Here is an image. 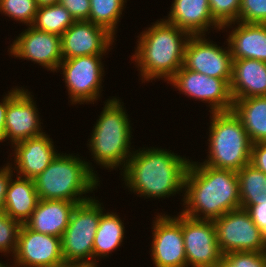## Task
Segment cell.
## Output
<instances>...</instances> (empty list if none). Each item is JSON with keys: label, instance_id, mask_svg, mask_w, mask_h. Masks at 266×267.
Listing matches in <instances>:
<instances>
[{"label": "cell", "instance_id": "obj_6", "mask_svg": "<svg viewBox=\"0 0 266 267\" xmlns=\"http://www.w3.org/2000/svg\"><path fill=\"white\" fill-rule=\"evenodd\" d=\"M207 159L201 162L216 169L238 172L250 163L252 142L234 112H210Z\"/></svg>", "mask_w": 266, "mask_h": 267}, {"label": "cell", "instance_id": "obj_40", "mask_svg": "<svg viewBox=\"0 0 266 267\" xmlns=\"http://www.w3.org/2000/svg\"><path fill=\"white\" fill-rule=\"evenodd\" d=\"M57 267H88L80 264H70V263H65L63 265L57 266Z\"/></svg>", "mask_w": 266, "mask_h": 267}, {"label": "cell", "instance_id": "obj_35", "mask_svg": "<svg viewBox=\"0 0 266 267\" xmlns=\"http://www.w3.org/2000/svg\"><path fill=\"white\" fill-rule=\"evenodd\" d=\"M250 164L266 174V142L252 144Z\"/></svg>", "mask_w": 266, "mask_h": 267}, {"label": "cell", "instance_id": "obj_7", "mask_svg": "<svg viewBox=\"0 0 266 267\" xmlns=\"http://www.w3.org/2000/svg\"><path fill=\"white\" fill-rule=\"evenodd\" d=\"M95 198L77 204L69 224L62 234V254L65 263L93 267L94 237L105 210Z\"/></svg>", "mask_w": 266, "mask_h": 267}, {"label": "cell", "instance_id": "obj_17", "mask_svg": "<svg viewBox=\"0 0 266 267\" xmlns=\"http://www.w3.org/2000/svg\"><path fill=\"white\" fill-rule=\"evenodd\" d=\"M115 40L116 38L104 27L88 20L75 21L61 35L62 58L107 55L106 52L113 49L111 47Z\"/></svg>", "mask_w": 266, "mask_h": 267}, {"label": "cell", "instance_id": "obj_3", "mask_svg": "<svg viewBox=\"0 0 266 267\" xmlns=\"http://www.w3.org/2000/svg\"><path fill=\"white\" fill-rule=\"evenodd\" d=\"M159 20L137 36L136 50L131 56L142 83L161 78L168 82L184 63L190 35L164 19Z\"/></svg>", "mask_w": 266, "mask_h": 267}, {"label": "cell", "instance_id": "obj_23", "mask_svg": "<svg viewBox=\"0 0 266 267\" xmlns=\"http://www.w3.org/2000/svg\"><path fill=\"white\" fill-rule=\"evenodd\" d=\"M38 201L34 179L16 175L15 179L11 178L7 188L4 212L24 224L31 217Z\"/></svg>", "mask_w": 266, "mask_h": 267}, {"label": "cell", "instance_id": "obj_4", "mask_svg": "<svg viewBox=\"0 0 266 267\" xmlns=\"http://www.w3.org/2000/svg\"><path fill=\"white\" fill-rule=\"evenodd\" d=\"M110 98L104 102L87 146L97 165L109 170L122 167L119 169L122 172L134 152L131 150L133 132L124 103L120 102L122 100Z\"/></svg>", "mask_w": 266, "mask_h": 267}, {"label": "cell", "instance_id": "obj_10", "mask_svg": "<svg viewBox=\"0 0 266 267\" xmlns=\"http://www.w3.org/2000/svg\"><path fill=\"white\" fill-rule=\"evenodd\" d=\"M230 82L231 79L209 77L182 66L167 84L188 98L208 103L209 112H226L232 110L234 101Z\"/></svg>", "mask_w": 266, "mask_h": 267}, {"label": "cell", "instance_id": "obj_9", "mask_svg": "<svg viewBox=\"0 0 266 267\" xmlns=\"http://www.w3.org/2000/svg\"><path fill=\"white\" fill-rule=\"evenodd\" d=\"M223 255L230 252L266 251V234L247 209L238 208L213 220Z\"/></svg>", "mask_w": 266, "mask_h": 267}, {"label": "cell", "instance_id": "obj_34", "mask_svg": "<svg viewBox=\"0 0 266 267\" xmlns=\"http://www.w3.org/2000/svg\"><path fill=\"white\" fill-rule=\"evenodd\" d=\"M75 21L88 20L90 15V0H59Z\"/></svg>", "mask_w": 266, "mask_h": 267}, {"label": "cell", "instance_id": "obj_18", "mask_svg": "<svg viewBox=\"0 0 266 267\" xmlns=\"http://www.w3.org/2000/svg\"><path fill=\"white\" fill-rule=\"evenodd\" d=\"M53 143L45 132L40 136L15 143L10 147L14 149V162L12 164L8 161L14 168V174L22 178L35 179L59 154Z\"/></svg>", "mask_w": 266, "mask_h": 267}, {"label": "cell", "instance_id": "obj_2", "mask_svg": "<svg viewBox=\"0 0 266 267\" xmlns=\"http://www.w3.org/2000/svg\"><path fill=\"white\" fill-rule=\"evenodd\" d=\"M189 163V158L171 150L161 147L139 148L132 153L121 172L123 184L144 199H165L179 192L184 193Z\"/></svg>", "mask_w": 266, "mask_h": 267}, {"label": "cell", "instance_id": "obj_41", "mask_svg": "<svg viewBox=\"0 0 266 267\" xmlns=\"http://www.w3.org/2000/svg\"><path fill=\"white\" fill-rule=\"evenodd\" d=\"M0 267H15V266H14V264L8 265V264H4L2 261H0Z\"/></svg>", "mask_w": 266, "mask_h": 267}, {"label": "cell", "instance_id": "obj_5", "mask_svg": "<svg viewBox=\"0 0 266 267\" xmlns=\"http://www.w3.org/2000/svg\"><path fill=\"white\" fill-rule=\"evenodd\" d=\"M79 156L59 153L34 179L39 199L65 200L80 204L93 198L86 194L97 190L100 179L92 163Z\"/></svg>", "mask_w": 266, "mask_h": 267}, {"label": "cell", "instance_id": "obj_20", "mask_svg": "<svg viewBox=\"0 0 266 267\" xmlns=\"http://www.w3.org/2000/svg\"><path fill=\"white\" fill-rule=\"evenodd\" d=\"M232 24L237 26L234 28ZM226 28H232L228 31L226 44L228 42L233 59H255L266 62V24L237 21L224 25L221 30Z\"/></svg>", "mask_w": 266, "mask_h": 267}, {"label": "cell", "instance_id": "obj_21", "mask_svg": "<svg viewBox=\"0 0 266 267\" xmlns=\"http://www.w3.org/2000/svg\"><path fill=\"white\" fill-rule=\"evenodd\" d=\"M76 205L65 200L39 199L31 217L24 224L35 232L61 238Z\"/></svg>", "mask_w": 266, "mask_h": 267}, {"label": "cell", "instance_id": "obj_27", "mask_svg": "<svg viewBox=\"0 0 266 267\" xmlns=\"http://www.w3.org/2000/svg\"><path fill=\"white\" fill-rule=\"evenodd\" d=\"M74 22L69 11L57 3L38 7L31 26L37 30L61 36Z\"/></svg>", "mask_w": 266, "mask_h": 267}, {"label": "cell", "instance_id": "obj_39", "mask_svg": "<svg viewBox=\"0 0 266 267\" xmlns=\"http://www.w3.org/2000/svg\"><path fill=\"white\" fill-rule=\"evenodd\" d=\"M59 0H36L39 7L57 4Z\"/></svg>", "mask_w": 266, "mask_h": 267}, {"label": "cell", "instance_id": "obj_38", "mask_svg": "<svg viewBox=\"0 0 266 267\" xmlns=\"http://www.w3.org/2000/svg\"><path fill=\"white\" fill-rule=\"evenodd\" d=\"M0 102V143L3 142V128L5 126V114L7 110V94L3 95Z\"/></svg>", "mask_w": 266, "mask_h": 267}, {"label": "cell", "instance_id": "obj_32", "mask_svg": "<svg viewBox=\"0 0 266 267\" xmlns=\"http://www.w3.org/2000/svg\"><path fill=\"white\" fill-rule=\"evenodd\" d=\"M240 5L241 0H209L211 15L221 27L239 21Z\"/></svg>", "mask_w": 266, "mask_h": 267}, {"label": "cell", "instance_id": "obj_22", "mask_svg": "<svg viewBox=\"0 0 266 267\" xmlns=\"http://www.w3.org/2000/svg\"><path fill=\"white\" fill-rule=\"evenodd\" d=\"M230 88L233 100L266 96V62L233 59Z\"/></svg>", "mask_w": 266, "mask_h": 267}, {"label": "cell", "instance_id": "obj_30", "mask_svg": "<svg viewBox=\"0 0 266 267\" xmlns=\"http://www.w3.org/2000/svg\"><path fill=\"white\" fill-rule=\"evenodd\" d=\"M21 223L5 212H0V253L15 254ZM12 252V253H11Z\"/></svg>", "mask_w": 266, "mask_h": 267}, {"label": "cell", "instance_id": "obj_13", "mask_svg": "<svg viewBox=\"0 0 266 267\" xmlns=\"http://www.w3.org/2000/svg\"><path fill=\"white\" fill-rule=\"evenodd\" d=\"M182 232L187 267H216L223 253L212 220H197L182 214Z\"/></svg>", "mask_w": 266, "mask_h": 267}, {"label": "cell", "instance_id": "obj_28", "mask_svg": "<svg viewBox=\"0 0 266 267\" xmlns=\"http://www.w3.org/2000/svg\"><path fill=\"white\" fill-rule=\"evenodd\" d=\"M127 0H90L89 21L104 27L115 38Z\"/></svg>", "mask_w": 266, "mask_h": 267}, {"label": "cell", "instance_id": "obj_36", "mask_svg": "<svg viewBox=\"0 0 266 267\" xmlns=\"http://www.w3.org/2000/svg\"><path fill=\"white\" fill-rule=\"evenodd\" d=\"M13 173L9 162L0 168V212H4L7 188L11 178L15 177Z\"/></svg>", "mask_w": 266, "mask_h": 267}, {"label": "cell", "instance_id": "obj_8", "mask_svg": "<svg viewBox=\"0 0 266 267\" xmlns=\"http://www.w3.org/2000/svg\"><path fill=\"white\" fill-rule=\"evenodd\" d=\"M103 56H79L61 61L57 72H62L71 104L97 103L103 91Z\"/></svg>", "mask_w": 266, "mask_h": 267}, {"label": "cell", "instance_id": "obj_19", "mask_svg": "<svg viewBox=\"0 0 266 267\" xmlns=\"http://www.w3.org/2000/svg\"><path fill=\"white\" fill-rule=\"evenodd\" d=\"M163 19L190 36L207 37L210 29L220 31L222 28L211 15L209 0H173L169 14Z\"/></svg>", "mask_w": 266, "mask_h": 267}, {"label": "cell", "instance_id": "obj_26", "mask_svg": "<svg viewBox=\"0 0 266 267\" xmlns=\"http://www.w3.org/2000/svg\"><path fill=\"white\" fill-rule=\"evenodd\" d=\"M237 176L241 208L248 210L251 206L266 202L265 173L249 163L237 172Z\"/></svg>", "mask_w": 266, "mask_h": 267}, {"label": "cell", "instance_id": "obj_16", "mask_svg": "<svg viewBox=\"0 0 266 267\" xmlns=\"http://www.w3.org/2000/svg\"><path fill=\"white\" fill-rule=\"evenodd\" d=\"M12 57L39 64L51 72L57 69L63 60L61 54V36L27 26L8 48Z\"/></svg>", "mask_w": 266, "mask_h": 267}, {"label": "cell", "instance_id": "obj_33", "mask_svg": "<svg viewBox=\"0 0 266 267\" xmlns=\"http://www.w3.org/2000/svg\"><path fill=\"white\" fill-rule=\"evenodd\" d=\"M239 21L266 24V0H241Z\"/></svg>", "mask_w": 266, "mask_h": 267}, {"label": "cell", "instance_id": "obj_15", "mask_svg": "<svg viewBox=\"0 0 266 267\" xmlns=\"http://www.w3.org/2000/svg\"><path fill=\"white\" fill-rule=\"evenodd\" d=\"M183 66L209 77L232 79L233 58L228 44L220 47L205 35L189 37Z\"/></svg>", "mask_w": 266, "mask_h": 267}, {"label": "cell", "instance_id": "obj_29", "mask_svg": "<svg viewBox=\"0 0 266 267\" xmlns=\"http://www.w3.org/2000/svg\"><path fill=\"white\" fill-rule=\"evenodd\" d=\"M36 0H0V13L31 26L38 10Z\"/></svg>", "mask_w": 266, "mask_h": 267}, {"label": "cell", "instance_id": "obj_12", "mask_svg": "<svg viewBox=\"0 0 266 267\" xmlns=\"http://www.w3.org/2000/svg\"><path fill=\"white\" fill-rule=\"evenodd\" d=\"M180 214V215H178ZM177 216L157 214L153 220L149 252L155 267H187L182 232V213Z\"/></svg>", "mask_w": 266, "mask_h": 267}, {"label": "cell", "instance_id": "obj_31", "mask_svg": "<svg viewBox=\"0 0 266 267\" xmlns=\"http://www.w3.org/2000/svg\"><path fill=\"white\" fill-rule=\"evenodd\" d=\"M216 267H266V251L230 252Z\"/></svg>", "mask_w": 266, "mask_h": 267}, {"label": "cell", "instance_id": "obj_14", "mask_svg": "<svg viewBox=\"0 0 266 267\" xmlns=\"http://www.w3.org/2000/svg\"><path fill=\"white\" fill-rule=\"evenodd\" d=\"M12 258L15 267H57L65 264L61 238L35 232L25 224L20 227Z\"/></svg>", "mask_w": 266, "mask_h": 267}, {"label": "cell", "instance_id": "obj_25", "mask_svg": "<svg viewBox=\"0 0 266 267\" xmlns=\"http://www.w3.org/2000/svg\"><path fill=\"white\" fill-rule=\"evenodd\" d=\"M104 211L94 237L93 267H98L97 260L109 257V254L117 250L123 243L125 226L119 215L115 212ZM97 257V259H96Z\"/></svg>", "mask_w": 266, "mask_h": 267}, {"label": "cell", "instance_id": "obj_11", "mask_svg": "<svg viewBox=\"0 0 266 267\" xmlns=\"http://www.w3.org/2000/svg\"><path fill=\"white\" fill-rule=\"evenodd\" d=\"M33 96L23 86L12 87L7 93L3 142L9 140L10 146L44 133L41 126L43 123L40 122L39 111Z\"/></svg>", "mask_w": 266, "mask_h": 267}, {"label": "cell", "instance_id": "obj_24", "mask_svg": "<svg viewBox=\"0 0 266 267\" xmlns=\"http://www.w3.org/2000/svg\"><path fill=\"white\" fill-rule=\"evenodd\" d=\"M232 111L240 119L252 144L266 142V96L235 99Z\"/></svg>", "mask_w": 266, "mask_h": 267}, {"label": "cell", "instance_id": "obj_1", "mask_svg": "<svg viewBox=\"0 0 266 267\" xmlns=\"http://www.w3.org/2000/svg\"><path fill=\"white\" fill-rule=\"evenodd\" d=\"M181 213L197 220H214L241 208L237 172L190 160L184 181Z\"/></svg>", "mask_w": 266, "mask_h": 267}, {"label": "cell", "instance_id": "obj_37", "mask_svg": "<svg viewBox=\"0 0 266 267\" xmlns=\"http://www.w3.org/2000/svg\"><path fill=\"white\" fill-rule=\"evenodd\" d=\"M252 220L266 234V202L248 209Z\"/></svg>", "mask_w": 266, "mask_h": 267}]
</instances>
